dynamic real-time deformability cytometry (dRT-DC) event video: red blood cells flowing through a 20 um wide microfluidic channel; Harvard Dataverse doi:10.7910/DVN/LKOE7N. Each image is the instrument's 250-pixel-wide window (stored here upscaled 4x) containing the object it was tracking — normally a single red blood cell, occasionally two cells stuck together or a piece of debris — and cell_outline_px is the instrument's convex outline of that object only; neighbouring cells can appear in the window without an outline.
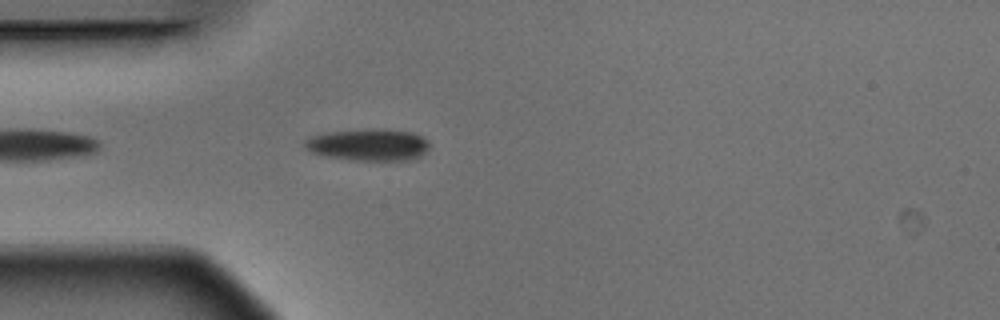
{"species": "Egyptian fruit bat (a non-hibernating species)", "species_latin": "Rousettus aegyptiacus", "temperature_condition": "warm", "stored_images_in_passage": 5, "camera_frame_rate_fps": 3000, "um_per_image_px": 0.085, "animal": {"sex": "male"}, "frame": {"image": 1, "passage_image": 5, "time_ms": 1.333, "image_size_px": [1000, 320], "cell_outline_px": [[432, 144], [416, 160], [352, 160], [324, 156], [312, 152], [304, 148], [304, 140], [308, 136], [328, 132], [364, 128], [412, 132], [428, 140]], "centroid_in_image_um": [31.29, 12.3], "position_along_channel_um": 53.7, "area_um2": 23.47}}